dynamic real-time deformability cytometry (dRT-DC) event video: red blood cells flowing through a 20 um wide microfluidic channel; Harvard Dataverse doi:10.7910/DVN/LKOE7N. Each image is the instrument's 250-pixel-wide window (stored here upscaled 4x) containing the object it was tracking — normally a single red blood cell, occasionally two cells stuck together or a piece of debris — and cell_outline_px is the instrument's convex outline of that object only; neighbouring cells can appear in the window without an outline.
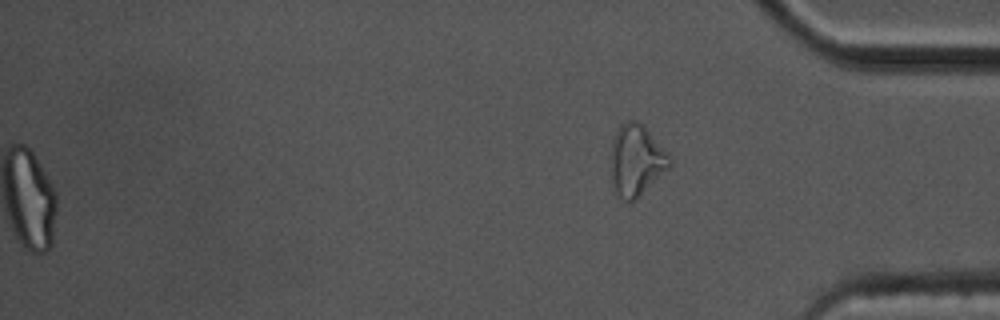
{"species": "common noctule bat (a hibernating species)", "species_latin": "Nyctalus noctula", "temperature_condition": "cold", "stored_images_in_passage": 60, "segment_of_instrument_passage": [2, 2], "camera_frame_rate_fps": 3000, "um_per_image_px": 0.085, "animal": {"sex": "male", "body_mass_g": 17.5, "forearm_length_mm": 52.3}, "frame": {"image": 1, "passage_image": 60, "time_ms": 19.667, "image_size_px": [1000, 320], "cell_outline_px": [[672, 164], [632, 204], [624, 200], [616, 192], [612, 176], [612, 140], [620, 124], [624, 120], [636, 120], [668, 152], [672, 160]], "centroid_in_image_um": [54.1, 13.63], "position_along_channel_um": 381.1, "area_um2": 23.99}}